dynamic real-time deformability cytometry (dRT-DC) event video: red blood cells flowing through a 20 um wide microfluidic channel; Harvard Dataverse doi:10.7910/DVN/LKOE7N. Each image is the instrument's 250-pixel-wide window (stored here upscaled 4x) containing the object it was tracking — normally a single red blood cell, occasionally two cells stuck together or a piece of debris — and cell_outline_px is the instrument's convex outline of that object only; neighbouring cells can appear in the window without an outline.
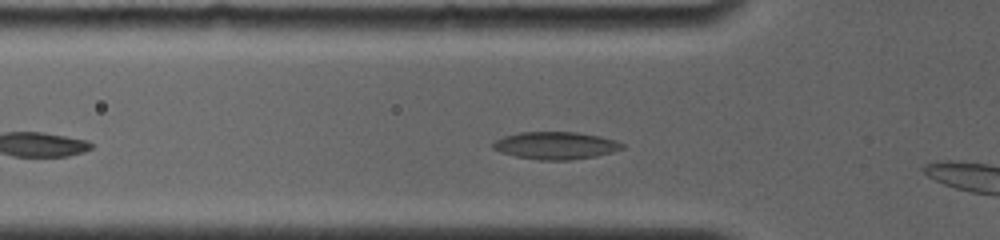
{"species": "common noctule bat (a hibernating species)", "species_latin": "Nyctalus noctula", "temperature_condition": "room temperature", "stored_images_in_passage": 12, "camera_frame_rate_fps": 4000, "um_per_image_px": 0.085, "animal": {"sex": "female", "body_mass_g": 19.0, "forearm_length_mm": 56.7}, "frame": {"image": 1, "passage_image": 7, "time_ms": 1.75, "image_size_px": [1000, 240], "cell_outline_px": [[624, 148], [612, 152], [596, 156], [568, 160], [540, 160], [516, 156], [500, 152], [492, 148], [492, 144], [496, 140], [504, 136], [520, 132], [576, 132], [600, 136], [616, 140], [624, 144]], "centroid_in_image_um": [47.24, 12.36], "position_along_channel_um": 78.6, "area_um2": 20.63}}